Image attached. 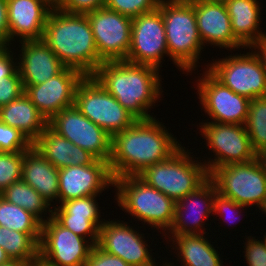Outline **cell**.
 I'll use <instances>...</instances> for the list:
<instances>
[{
  "label": "cell",
  "mask_w": 266,
  "mask_h": 266,
  "mask_svg": "<svg viewBox=\"0 0 266 266\" xmlns=\"http://www.w3.org/2000/svg\"><path fill=\"white\" fill-rule=\"evenodd\" d=\"M191 3H207V2H217L226 3L228 0H188Z\"/></svg>",
  "instance_id": "obj_49"
},
{
  "label": "cell",
  "mask_w": 266,
  "mask_h": 266,
  "mask_svg": "<svg viewBox=\"0 0 266 266\" xmlns=\"http://www.w3.org/2000/svg\"><path fill=\"white\" fill-rule=\"evenodd\" d=\"M256 160L258 161L264 175L266 176V149L261 150L256 154Z\"/></svg>",
  "instance_id": "obj_45"
},
{
  "label": "cell",
  "mask_w": 266,
  "mask_h": 266,
  "mask_svg": "<svg viewBox=\"0 0 266 266\" xmlns=\"http://www.w3.org/2000/svg\"><path fill=\"white\" fill-rule=\"evenodd\" d=\"M96 197L97 195H92L62 202L60 206H57L58 208L54 207L53 215L87 216L90 221L100 228L104 222L100 220L101 216L97 200H95Z\"/></svg>",
  "instance_id": "obj_32"
},
{
  "label": "cell",
  "mask_w": 266,
  "mask_h": 266,
  "mask_svg": "<svg viewBox=\"0 0 266 266\" xmlns=\"http://www.w3.org/2000/svg\"><path fill=\"white\" fill-rule=\"evenodd\" d=\"M90 22L100 65L126 60L131 45L132 18L106 7L85 13Z\"/></svg>",
  "instance_id": "obj_13"
},
{
  "label": "cell",
  "mask_w": 266,
  "mask_h": 266,
  "mask_svg": "<svg viewBox=\"0 0 266 266\" xmlns=\"http://www.w3.org/2000/svg\"><path fill=\"white\" fill-rule=\"evenodd\" d=\"M207 146L215 153L214 160L204 162L210 174L215 168L245 163L256 159L245 125L206 122L200 126Z\"/></svg>",
  "instance_id": "obj_10"
},
{
  "label": "cell",
  "mask_w": 266,
  "mask_h": 266,
  "mask_svg": "<svg viewBox=\"0 0 266 266\" xmlns=\"http://www.w3.org/2000/svg\"><path fill=\"white\" fill-rule=\"evenodd\" d=\"M197 28L203 45L238 49L242 44L234 37L225 3H194Z\"/></svg>",
  "instance_id": "obj_22"
},
{
  "label": "cell",
  "mask_w": 266,
  "mask_h": 266,
  "mask_svg": "<svg viewBox=\"0 0 266 266\" xmlns=\"http://www.w3.org/2000/svg\"><path fill=\"white\" fill-rule=\"evenodd\" d=\"M92 76L137 120L153 117L147 111L161 95L158 69L126 60L107 61Z\"/></svg>",
  "instance_id": "obj_2"
},
{
  "label": "cell",
  "mask_w": 266,
  "mask_h": 266,
  "mask_svg": "<svg viewBox=\"0 0 266 266\" xmlns=\"http://www.w3.org/2000/svg\"><path fill=\"white\" fill-rule=\"evenodd\" d=\"M251 47L255 50L254 53L259 58L262 67L266 70V36H263L258 41L254 42L249 48L251 49Z\"/></svg>",
  "instance_id": "obj_44"
},
{
  "label": "cell",
  "mask_w": 266,
  "mask_h": 266,
  "mask_svg": "<svg viewBox=\"0 0 266 266\" xmlns=\"http://www.w3.org/2000/svg\"><path fill=\"white\" fill-rule=\"evenodd\" d=\"M58 184V201L62 203L70 199L98 195L105 187H114V178L109 163L96 159L90 165L59 169Z\"/></svg>",
  "instance_id": "obj_18"
},
{
  "label": "cell",
  "mask_w": 266,
  "mask_h": 266,
  "mask_svg": "<svg viewBox=\"0 0 266 266\" xmlns=\"http://www.w3.org/2000/svg\"><path fill=\"white\" fill-rule=\"evenodd\" d=\"M225 6L230 16L234 37L244 48L266 36V33L258 30L261 17L259 1L228 0Z\"/></svg>",
  "instance_id": "obj_26"
},
{
  "label": "cell",
  "mask_w": 266,
  "mask_h": 266,
  "mask_svg": "<svg viewBox=\"0 0 266 266\" xmlns=\"http://www.w3.org/2000/svg\"><path fill=\"white\" fill-rule=\"evenodd\" d=\"M11 259L5 252V250L0 247V265L9 262Z\"/></svg>",
  "instance_id": "obj_47"
},
{
  "label": "cell",
  "mask_w": 266,
  "mask_h": 266,
  "mask_svg": "<svg viewBox=\"0 0 266 266\" xmlns=\"http://www.w3.org/2000/svg\"><path fill=\"white\" fill-rule=\"evenodd\" d=\"M42 222L31 212L0 196V226L27 234H41Z\"/></svg>",
  "instance_id": "obj_30"
},
{
  "label": "cell",
  "mask_w": 266,
  "mask_h": 266,
  "mask_svg": "<svg viewBox=\"0 0 266 266\" xmlns=\"http://www.w3.org/2000/svg\"><path fill=\"white\" fill-rule=\"evenodd\" d=\"M41 234H27L0 226V247L11 260L33 261L39 257Z\"/></svg>",
  "instance_id": "obj_28"
},
{
  "label": "cell",
  "mask_w": 266,
  "mask_h": 266,
  "mask_svg": "<svg viewBox=\"0 0 266 266\" xmlns=\"http://www.w3.org/2000/svg\"><path fill=\"white\" fill-rule=\"evenodd\" d=\"M209 66L208 71L238 95L250 100L266 97V70L254 52L228 56Z\"/></svg>",
  "instance_id": "obj_9"
},
{
  "label": "cell",
  "mask_w": 266,
  "mask_h": 266,
  "mask_svg": "<svg viewBox=\"0 0 266 266\" xmlns=\"http://www.w3.org/2000/svg\"><path fill=\"white\" fill-rule=\"evenodd\" d=\"M48 126L96 159L109 163L112 136L84 116L75 105L55 114Z\"/></svg>",
  "instance_id": "obj_11"
},
{
  "label": "cell",
  "mask_w": 266,
  "mask_h": 266,
  "mask_svg": "<svg viewBox=\"0 0 266 266\" xmlns=\"http://www.w3.org/2000/svg\"><path fill=\"white\" fill-rule=\"evenodd\" d=\"M244 207H246V206H243L242 204H238L235 201H233L232 199H229V198H226V197L220 195L218 192L215 194L214 199H213V212H214V214H218L219 216L223 215V218H224V214H226L227 211L231 213V211L232 212L238 211ZM236 213H238V212H236ZM234 214H235V212H234ZM227 217H229V216H227ZM225 220H228V219H225Z\"/></svg>",
  "instance_id": "obj_41"
},
{
  "label": "cell",
  "mask_w": 266,
  "mask_h": 266,
  "mask_svg": "<svg viewBox=\"0 0 266 266\" xmlns=\"http://www.w3.org/2000/svg\"><path fill=\"white\" fill-rule=\"evenodd\" d=\"M204 234L172 235L182 266H222L218 251ZM175 239V240H173ZM179 250V251H178Z\"/></svg>",
  "instance_id": "obj_27"
},
{
  "label": "cell",
  "mask_w": 266,
  "mask_h": 266,
  "mask_svg": "<svg viewBox=\"0 0 266 266\" xmlns=\"http://www.w3.org/2000/svg\"><path fill=\"white\" fill-rule=\"evenodd\" d=\"M32 145L58 169L69 166L90 165L96 160L88 151L74 145L70 140L60 136L49 126L45 128Z\"/></svg>",
  "instance_id": "obj_23"
},
{
  "label": "cell",
  "mask_w": 266,
  "mask_h": 266,
  "mask_svg": "<svg viewBox=\"0 0 266 266\" xmlns=\"http://www.w3.org/2000/svg\"><path fill=\"white\" fill-rule=\"evenodd\" d=\"M216 193V185L208 177L194 191L176 202L174 221L168 233L171 232V235L206 234L202 227L203 221L208 220L209 215L213 214V199Z\"/></svg>",
  "instance_id": "obj_19"
},
{
  "label": "cell",
  "mask_w": 266,
  "mask_h": 266,
  "mask_svg": "<svg viewBox=\"0 0 266 266\" xmlns=\"http://www.w3.org/2000/svg\"><path fill=\"white\" fill-rule=\"evenodd\" d=\"M32 266H52L48 264L46 261L38 257L37 259L32 261Z\"/></svg>",
  "instance_id": "obj_48"
},
{
  "label": "cell",
  "mask_w": 266,
  "mask_h": 266,
  "mask_svg": "<svg viewBox=\"0 0 266 266\" xmlns=\"http://www.w3.org/2000/svg\"><path fill=\"white\" fill-rule=\"evenodd\" d=\"M245 128L253 150L258 153L266 149V97L250 100Z\"/></svg>",
  "instance_id": "obj_31"
},
{
  "label": "cell",
  "mask_w": 266,
  "mask_h": 266,
  "mask_svg": "<svg viewBox=\"0 0 266 266\" xmlns=\"http://www.w3.org/2000/svg\"><path fill=\"white\" fill-rule=\"evenodd\" d=\"M189 155L181 147L169 159L147 167L138 176L148 185L178 202L209 177L205 164L197 162Z\"/></svg>",
  "instance_id": "obj_6"
},
{
  "label": "cell",
  "mask_w": 266,
  "mask_h": 266,
  "mask_svg": "<svg viewBox=\"0 0 266 266\" xmlns=\"http://www.w3.org/2000/svg\"><path fill=\"white\" fill-rule=\"evenodd\" d=\"M209 177L220 195L243 206L259 207L266 198V176L256 159L215 168Z\"/></svg>",
  "instance_id": "obj_8"
},
{
  "label": "cell",
  "mask_w": 266,
  "mask_h": 266,
  "mask_svg": "<svg viewBox=\"0 0 266 266\" xmlns=\"http://www.w3.org/2000/svg\"><path fill=\"white\" fill-rule=\"evenodd\" d=\"M53 7L54 0H7L9 43L15 36L21 41L42 40Z\"/></svg>",
  "instance_id": "obj_20"
},
{
  "label": "cell",
  "mask_w": 266,
  "mask_h": 266,
  "mask_svg": "<svg viewBox=\"0 0 266 266\" xmlns=\"http://www.w3.org/2000/svg\"><path fill=\"white\" fill-rule=\"evenodd\" d=\"M8 47L1 55H0V79L2 77L13 76L17 71V63H14L13 53L9 50ZM10 52L12 54H10Z\"/></svg>",
  "instance_id": "obj_42"
},
{
  "label": "cell",
  "mask_w": 266,
  "mask_h": 266,
  "mask_svg": "<svg viewBox=\"0 0 266 266\" xmlns=\"http://www.w3.org/2000/svg\"><path fill=\"white\" fill-rule=\"evenodd\" d=\"M164 19L168 56L183 71L196 68L201 50L194 3L188 0H161L159 3Z\"/></svg>",
  "instance_id": "obj_4"
},
{
  "label": "cell",
  "mask_w": 266,
  "mask_h": 266,
  "mask_svg": "<svg viewBox=\"0 0 266 266\" xmlns=\"http://www.w3.org/2000/svg\"><path fill=\"white\" fill-rule=\"evenodd\" d=\"M53 217L65 228L74 234L87 238L93 245H97L99 238V228L90 221L87 216L79 215H53Z\"/></svg>",
  "instance_id": "obj_34"
},
{
  "label": "cell",
  "mask_w": 266,
  "mask_h": 266,
  "mask_svg": "<svg viewBox=\"0 0 266 266\" xmlns=\"http://www.w3.org/2000/svg\"><path fill=\"white\" fill-rule=\"evenodd\" d=\"M154 117L137 120L112 136L109 167L113 178L138 176L147 167L169 159L180 145Z\"/></svg>",
  "instance_id": "obj_1"
},
{
  "label": "cell",
  "mask_w": 266,
  "mask_h": 266,
  "mask_svg": "<svg viewBox=\"0 0 266 266\" xmlns=\"http://www.w3.org/2000/svg\"><path fill=\"white\" fill-rule=\"evenodd\" d=\"M161 0H106L104 7L130 18L155 10Z\"/></svg>",
  "instance_id": "obj_35"
},
{
  "label": "cell",
  "mask_w": 266,
  "mask_h": 266,
  "mask_svg": "<svg viewBox=\"0 0 266 266\" xmlns=\"http://www.w3.org/2000/svg\"><path fill=\"white\" fill-rule=\"evenodd\" d=\"M10 44H8L6 41L0 39V55L8 48L7 46H9Z\"/></svg>",
  "instance_id": "obj_50"
},
{
  "label": "cell",
  "mask_w": 266,
  "mask_h": 266,
  "mask_svg": "<svg viewBox=\"0 0 266 266\" xmlns=\"http://www.w3.org/2000/svg\"><path fill=\"white\" fill-rule=\"evenodd\" d=\"M59 169L54 167L32 145L24 151L22 160V180L34 188L47 202L58 199Z\"/></svg>",
  "instance_id": "obj_24"
},
{
  "label": "cell",
  "mask_w": 266,
  "mask_h": 266,
  "mask_svg": "<svg viewBox=\"0 0 266 266\" xmlns=\"http://www.w3.org/2000/svg\"><path fill=\"white\" fill-rule=\"evenodd\" d=\"M247 239L244 257H246L248 266H266V234L264 235V241L254 237H248Z\"/></svg>",
  "instance_id": "obj_39"
},
{
  "label": "cell",
  "mask_w": 266,
  "mask_h": 266,
  "mask_svg": "<svg viewBox=\"0 0 266 266\" xmlns=\"http://www.w3.org/2000/svg\"><path fill=\"white\" fill-rule=\"evenodd\" d=\"M23 154L24 151H0V193L22 179Z\"/></svg>",
  "instance_id": "obj_33"
},
{
  "label": "cell",
  "mask_w": 266,
  "mask_h": 266,
  "mask_svg": "<svg viewBox=\"0 0 266 266\" xmlns=\"http://www.w3.org/2000/svg\"><path fill=\"white\" fill-rule=\"evenodd\" d=\"M0 39L9 44L7 0H0Z\"/></svg>",
  "instance_id": "obj_43"
},
{
  "label": "cell",
  "mask_w": 266,
  "mask_h": 266,
  "mask_svg": "<svg viewBox=\"0 0 266 266\" xmlns=\"http://www.w3.org/2000/svg\"><path fill=\"white\" fill-rule=\"evenodd\" d=\"M164 54L168 55L161 9L132 18L131 45L126 61L152 66L159 70Z\"/></svg>",
  "instance_id": "obj_14"
},
{
  "label": "cell",
  "mask_w": 266,
  "mask_h": 266,
  "mask_svg": "<svg viewBox=\"0 0 266 266\" xmlns=\"http://www.w3.org/2000/svg\"><path fill=\"white\" fill-rule=\"evenodd\" d=\"M25 92L20 74L17 71L13 76L0 79V107L9 104Z\"/></svg>",
  "instance_id": "obj_37"
},
{
  "label": "cell",
  "mask_w": 266,
  "mask_h": 266,
  "mask_svg": "<svg viewBox=\"0 0 266 266\" xmlns=\"http://www.w3.org/2000/svg\"><path fill=\"white\" fill-rule=\"evenodd\" d=\"M20 42L22 58L19 57L17 68L24 89L44 83L66 67L43 40Z\"/></svg>",
  "instance_id": "obj_21"
},
{
  "label": "cell",
  "mask_w": 266,
  "mask_h": 266,
  "mask_svg": "<svg viewBox=\"0 0 266 266\" xmlns=\"http://www.w3.org/2000/svg\"><path fill=\"white\" fill-rule=\"evenodd\" d=\"M155 266H158V265H155ZM163 266H172V265H171V263L166 262L165 264H163Z\"/></svg>",
  "instance_id": "obj_52"
},
{
  "label": "cell",
  "mask_w": 266,
  "mask_h": 266,
  "mask_svg": "<svg viewBox=\"0 0 266 266\" xmlns=\"http://www.w3.org/2000/svg\"><path fill=\"white\" fill-rule=\"evenodd\" d=\"M0 266H32V261L10 260Z\"/></svg>",
  "instance_id": "obj_46"
},
{
  "label": "cell",
  "mask_w": 266,
  "mask_h": 266,
  "mask_svg": "<svg viewBox=\"0 0 266 266\" xmlns=\"http://www.w3.org/2000/svg\"><path fill=\"white\" fill-rule=\"evenodd\" d=\"M84 77L79 70L65 67L44 83L27 86L24 93L49 121L55 114L74 105L76 89Z\"/></svg>",
  "instance_id": "obj_16"
},
{
  "label": "cell",
  "mask_w": 266,
  "mask_h": 266,
  "mask_svg": "<svg viewBox=\"0 0 266 266\" xmlns=\"http://www.w3.org/2000/svg\"><path fill=\"white\" fill-rule=\"evenodd\" d=\"M85 266H130L118 256L111 255L97 245L92 248Z\"/></svg>",
  "instance_id": "obj_40"
},
{
  "label": "cell",
  "mask_w": 266,
  "mask_h": 266,
  "mask_svg": "<svg viewBox=\"0 0 266 266\" xmlns=\"http://www.w3.org/2000/svg\"><path fill=\"white\" fill-rule=\"evenodd\" d=\"M262 210L266 214V198L262 201L261 205L259 206V210Z\"/></svg>",
  "instance_id": "obj_51"
},
{
  "label": "cell",
  "mask_w": 266,
  "mask_h": 266,
  "mask_svg": "<svg viewBox=\"0 0 266 266\" xmlns=\"http://www.w3.org/2000/svg\"><path fill=\"white\" fill-rule=\"evenodd\" d=\"M106 0H55L54 6L67 13L85 14L104 7Z\"/></svg>",
  "instance_id": "obj_38"
},
{
  "label": "cell",
  "mask_w": 266,
  "mask_h": 266,
  "mask_svg": "<svg viewBox=\"0 0 266 266\" xmlns=\"http://www.w3.org/2000/svg\"><path fill=\"white\" fill-rule=\"evenodd\" d=\"M117 203L121 209L154 228L169 231L176 202L144 182L139 176L114 178Z\"/></svg>",
  "instance_id": "obj_5"
},
{
  "label": "cell",
  "mask_w": 266,
  "mask_h": 266,
  "mask_svg": "<svg viewBox=\"0 0 266 266\" xmlns=\"http://www.w3.org/2000/svg\"><path fill=\"white\" fill-rule=\"evenodd\" d=\"M74 105L111 136L137 121L93 76H85L79 83Z\"/></svg>",
  "instance_id": "obj_7"
},
{
  "label": "cell",
  "mask_w": 266,
  "mask_h": 266,
  "mask_svg": "<svg viewBox=\"0 0 266 266\" xmlns=\"http://www.w3.org/2000/svg\"><path fill=\"white\" fill-rule=\"evenodd\" d=\"M0 196L6 201L31 212L41 222L46 220L43 218L45 216H42V214L47 212L48 209L50 213L49 217L53 216V210H51L52 207L49 208L51 206L50 203L22 179L8 186L2 193H0Z\"/></svg>",
  "instance_id": "obj_29"
},
{
  "label": "cell",
  "mask_w": 266,
  "mask_h": 266,
  "mask_svg": "<svg viewBox=\"0 0 266 266\" xmlns=\"http://www.w3.org/2000/svg\"><path fill=\"white\" fill-rule=\"evenodd\" d=\"M32 143L16 128L0 121V151L18 152L26 151Z\"/></svg>",
  "instance_id": "obj_36"
},
{
  "label": "cell",
  "mask_w": 266,
  "mask_h": 266,
  "mask_svg": "<svg viewBox=\"0 0 266 266\" xmlns=\"http://www.w3.org/2000/svg\"><path fill=\"white\" fill-rule=\"evenodd\" d=\"M0 121L16 128L33 143L48 126V121L23 93L9 104L0 107Z\"/></svg>",
  "instance_id": "obj_25"
},
{
  "label": "cell",
  "mask_w": 266,
  "mask_h": 266,
  "mask_svg": "<svg viewBox=\"0 0 266 266\" xmlns=\"http://www.w3.org/2000/svg\"><path fill=\"white\" fill-rule=\"evenodd\" d=\"M198 79V94L202 107L214 122L245 125L250 99L238 95L218 81L207 69Z\"/></svg>",
  "instance_id": "obj_15"
},
{
  "label": "cell",
  "mask_w": 266,
  "mask_h": 266,
  "mask_svg": "<svg viewBox=\"0 0 266 266\" xmlns=\"http://www.w3.org/2000/svg\"><path fill=\"white\" fill-rule=\"evenodd\" d=\"M93 247L53 216L42 222L39 257L52 266H85Z\"/></svg>",
  "instance_id": "obj_12"
},
{
  "label": "cell",
  "mask_w": 266,
  "mask_h": 266,
  "mask_svg": "<svg viewBox=\"0 0 266 266\" xmlns=\"http://www.w3.org/2000/svg\"><path fill=\"white\" fill-rule=\"evenodd\" d=\"M42 40L66 66L92 76L100 65L94 35L86 14L67 13L53 7Z\"/></svg>",
  "instance_id": "obj_3"
},
{
  "label": "cell",
  "mask_w": 266,
  "mask_h": 266,
  "mask_svg": "<svg viewBox=\"0 0 266 266\" xmlns=\"http://www.w3.org/2000/svg\"><path fill=\"white\" fill-rule=\"evenodd\" d=\"M105 221L99 228L97 246L111 255L118 256L130 266H155L142 236L127 223ZM138 232V233H137Z\"/></svg>",
  "instance_id": "obj_17"
}]
</instances>
